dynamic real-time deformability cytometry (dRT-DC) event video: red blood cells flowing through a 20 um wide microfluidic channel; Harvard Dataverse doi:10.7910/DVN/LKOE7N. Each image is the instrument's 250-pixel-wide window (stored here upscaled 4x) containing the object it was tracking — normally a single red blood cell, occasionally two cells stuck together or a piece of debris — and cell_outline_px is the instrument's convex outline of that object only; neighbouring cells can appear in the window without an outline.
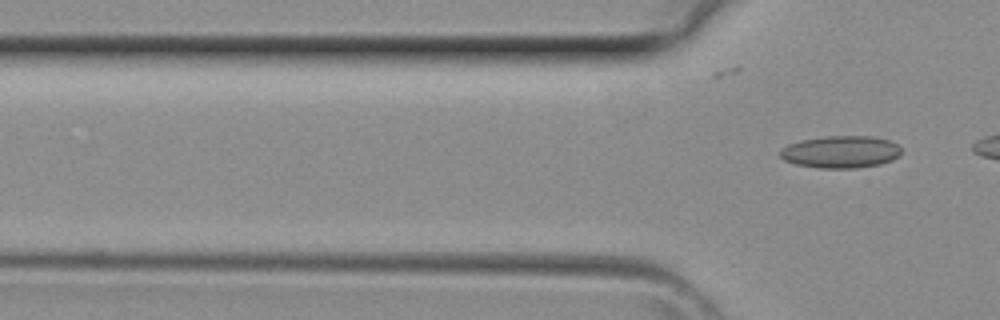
{"species": "common noctule bat (a hibernating species)", "species_latin": "Nyctalus noctula", "temperature_condition": "room temperature", "stored_images_in_passage": 2, "camera_frame_rate_fps": 3000, "um_per_image_px": 0.085, "animal": {"sex": "female", "body_mass_g": 29.2, "forearm_length_mm": 56.3}, "frame": {"image": 1, "passage_image": 2, "time_ms": 0.333, "image_size_px": [1000, 320], "cell_outline_px": [[900, 156], [892, 160], [880, 164], [856, 168], [820, 168], [796, 164], [784, 160], [780, 156], [780, 152], [788, 144], [800, 140], [828, 136], [872, 136], [888, 140], [896, 144], [900, 148]], "centroid_in_image_um": [71.47, 12.91], "position_along_channel_um": 54.3, "area_um2": 22.66}}